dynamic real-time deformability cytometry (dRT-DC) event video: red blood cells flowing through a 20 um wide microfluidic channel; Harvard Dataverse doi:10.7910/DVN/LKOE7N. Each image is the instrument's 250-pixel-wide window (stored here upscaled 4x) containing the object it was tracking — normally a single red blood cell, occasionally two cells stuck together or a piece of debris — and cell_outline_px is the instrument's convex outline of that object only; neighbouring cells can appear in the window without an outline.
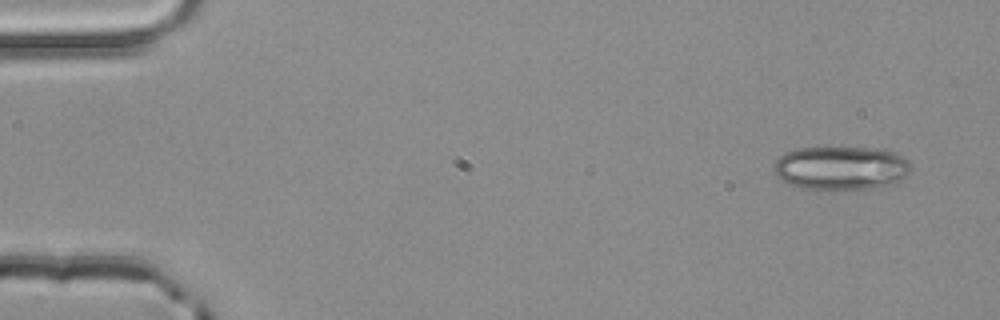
{"species": "common noctule bat (a hibernating species)", "species_latin": "Nyctalus noctula", "temperature_condition": "room temperature", "stored_images_in_passage": 4, "camera_frame_rate_fps": 3000, "um_per_image_px": 0.085, "animal": {"sex": "male", "body_mass_g": 20.4}, "frame": {"image": 1, "passage_image": 1, "time_ms": 0.0, "image_size_px": [1000, 320], "cell_outline_px": [[908, 172], [900, 180], [892, 184], [872, 188], [804, 188], [788, 184], [780, 180], [776, 176], [772, 168], [772, 164], [780, 156], [788, 152], [800, 148], [876, 148], [896, 152], [904, 156], [908, 160]], "centroid_in_image_um": [71.45, 14.26], "position_along_channel_um": 13.6, "area_um2": 34.51}}